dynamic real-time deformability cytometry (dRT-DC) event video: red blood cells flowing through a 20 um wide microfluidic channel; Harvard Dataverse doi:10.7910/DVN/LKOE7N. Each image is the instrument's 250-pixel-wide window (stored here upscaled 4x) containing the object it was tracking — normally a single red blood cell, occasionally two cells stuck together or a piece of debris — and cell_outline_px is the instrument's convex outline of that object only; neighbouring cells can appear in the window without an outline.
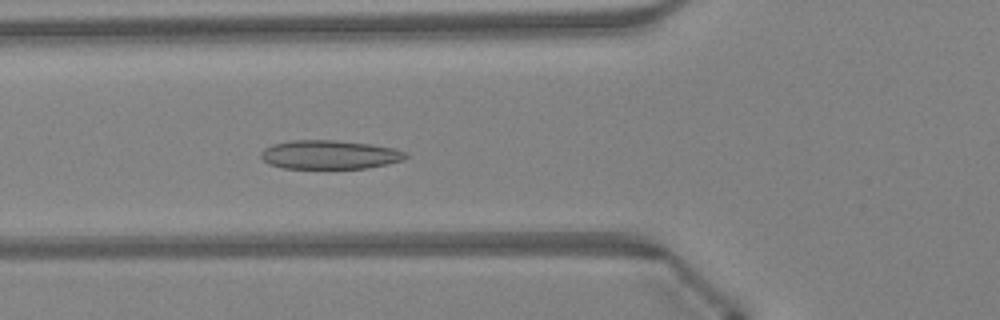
{"species": "Egyptian fruit bat (a non-hibernating species)", "species_latin": "Rousettus aegyptiacus", "temperature_condition": "warm", "stored_images_in_passage": 47, "camera_frame_rate_fps": 3000, "um_per_image_px": 0.085, "animal": {"sex": "female"}, "frame": {"image": 1, "passage_image": 17, "time_ms": 5.333, "image_size_px": [1000, 320], "cell_outline_px": [[408, 156], [404, 160], [388, 164], [364, 168], [284, 168], [268, 164], [260, 156], [260, 152], [264, 148], [272, 144], [292, 140], [336, 140], [372, 144], [396, 148], [408, 152]], "centroid_in_image_um": [28.04, 13.14], "position_along_channel_um": 97.8, "area_um2": 24.57}}
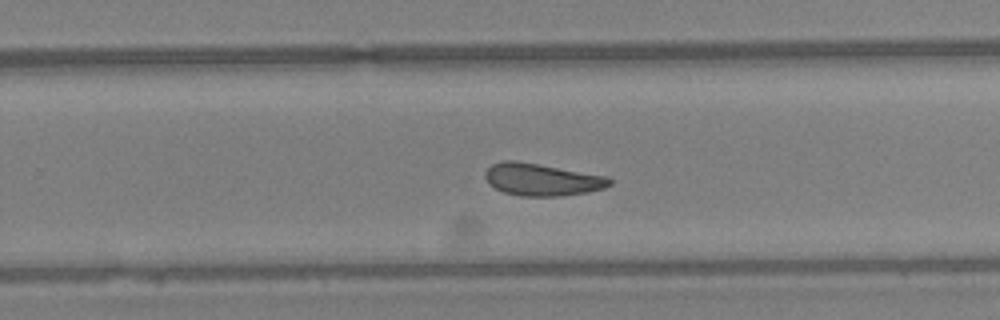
{"frame": {"image": 2, "passage_image": 30, "time_ms": 9.667, "image_size_px": [1000, 320], "cell_outline_px": [[612, 184], [604, 188], [588, 192], [556, 196], [520, 196], [504, 192], [488, 184], [484, 176], [484, 172], [492, 164], [500, 160], [516, 160], [608, 176], [612, 180]], "centroid_in_image_um": [46.04, 15.25], "position_along_channel_um": 283.8, "area_um2": 23.52}}
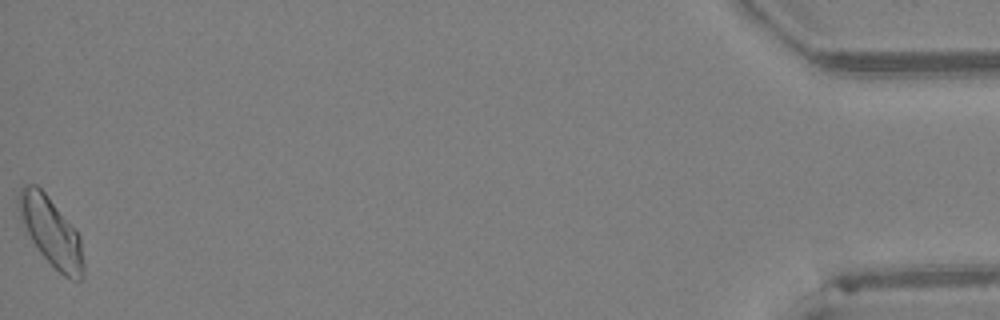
{"frame": {"image": 3, "passage_image": 47, "time_ms": 15.333, "image_size_px": [1000, 320], "cell_outline_px": [[84, 280], [72, 280], [64, 276], [40, 252], [32, 240], [20, 216], [16, 200], [20, 188], [24, 184], [36, 184], [44, 192], [80, 236], [84, 264]], "centroid_in_image_um": [4.35, 19.7], "position_along_channel_um": 430.9, "area_um2": 25.43}, "authors_computed_cell_mechanics": {"area_um2": 23.8714, "velocity_mm_per_s": 4.312, "shape_relaxation_time_tau1_ms": 8.447, "shape_relaxation_time_tau2_ms": 4.5373, "deformation_change_tau1": 0.1479, "deformation_change_tau2": 0.1304}}